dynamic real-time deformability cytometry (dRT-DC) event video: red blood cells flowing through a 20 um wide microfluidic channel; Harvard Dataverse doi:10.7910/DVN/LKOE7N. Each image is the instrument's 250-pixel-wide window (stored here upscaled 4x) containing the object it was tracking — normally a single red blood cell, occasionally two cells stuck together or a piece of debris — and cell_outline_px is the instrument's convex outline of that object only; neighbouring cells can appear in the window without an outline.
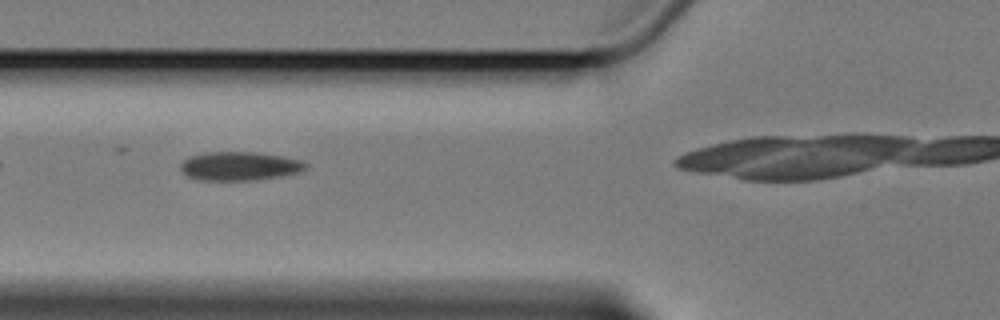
{"species": "Egyptian fruit bat (a non-hibernating species)", "species_latin": "Rousettus aegyptiacus", "temperature_condition": "cold", "stored_images_in_passage": 6, "segment_of_instrument_passage": [1, 2], "camera_frame_rate_fps": 3000, "um_per_image_px": 0.085, "animal": {"sex": "female"}, "frame": {"image": 1, "passage_image": 4, "time_ms": 3.667, "image_size_px": [1000, 320], "cell_outline_px": [[308, 168], [300, 172], [280, 176], [256, 180], [196, 180], [180, 172], [180, 164], [188, 156], [208, 152], [256, 152], [284, 156], [300, 160], [308, 164]], "centroid_in_image_um": [20.35, 14.12], "position_along_channel_um": 105.4, "area_um2": 21.21}}
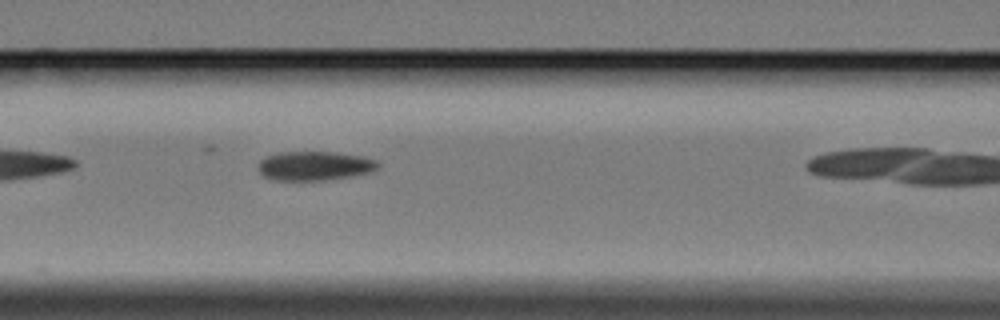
{"frame": {"image": 2, "passage_image": 5, "time_ms": 4.667, "image_size_px": [1000, 320], "cell_outline_px": [[380, 168], [376, 172], [352, 176], [324, 180], [272, 180], [260, 176], [256, 168], [256, 164], [264, 156], [280, 152], [336, 152], [364, 156], [376, 160], [380, 164]], "centroid_in_image_um": [26.73, 14.1], "position_along_channel_um": 139.9, "area_um2": 21.04}}